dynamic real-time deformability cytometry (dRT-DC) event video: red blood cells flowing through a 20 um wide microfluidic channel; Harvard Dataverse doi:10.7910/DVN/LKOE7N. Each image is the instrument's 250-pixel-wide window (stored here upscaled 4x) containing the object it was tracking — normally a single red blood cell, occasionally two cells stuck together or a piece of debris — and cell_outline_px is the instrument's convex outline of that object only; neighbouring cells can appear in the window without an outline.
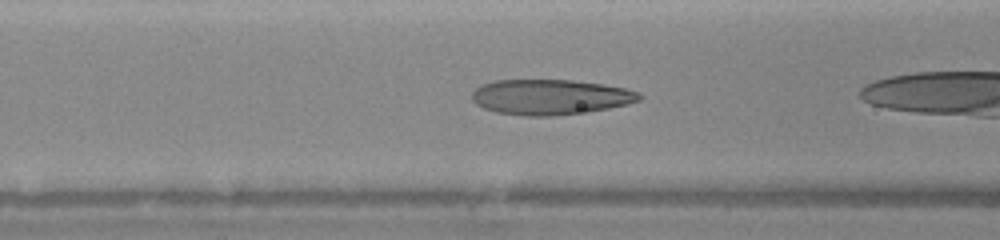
{"species": "human", "species_latin": "Homo sapiens", "temperature_condition": "warm", "stored_images_in_passage": 5, "camera_frame_rate_fps": 3000, "um_per_image_px": 0.085, "donor": {"sex": "female"}, "frame": {"image": 1, "passage_image": 3, "time_ms": 0.667, "image_size_px": [1000, 240], "cell_outline_px": [[644, 96], [640, 100], [628, 104], [588, 112], [552, 116], [524, 116], [496, 112], [484, 108], [476, 104], [472, 100], [472, 92], [476, 88], [492, 80], [572, 80], [604, 84], [624, 88], [640, 92]], "centroid_in_image_um": [46.79, 8.25], "position_along_channel_um": 119.8, "area_um2": 34.62}}